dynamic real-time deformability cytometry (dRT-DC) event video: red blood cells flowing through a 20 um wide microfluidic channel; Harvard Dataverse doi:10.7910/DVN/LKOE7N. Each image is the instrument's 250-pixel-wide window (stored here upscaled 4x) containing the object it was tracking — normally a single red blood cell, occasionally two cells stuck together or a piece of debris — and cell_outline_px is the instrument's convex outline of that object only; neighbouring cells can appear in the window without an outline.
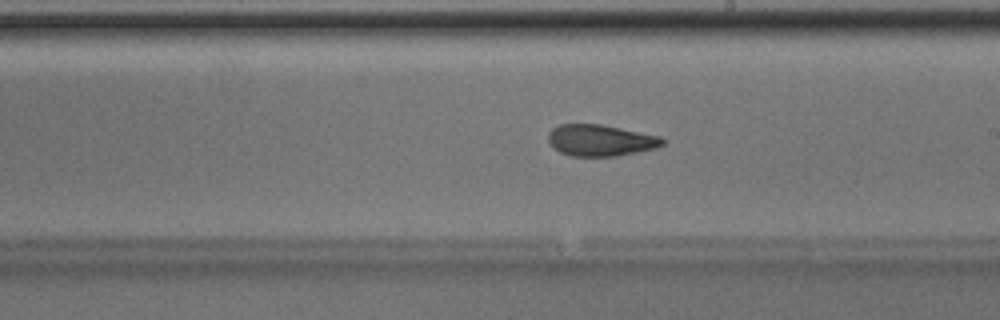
{"species": "Egyptian fruit bat (a non-hibernating species)", "species_latin": "Rousettus aegyptiacus", "temperature_condition": "room temperature", "stored_images_in_passage": 50, "camera_frame_rate_fps": 3000, "um_per_image_px": 0.085, "animal": {"sex": "male"}, "frame": {"image": 1, "passage_image": 29, "time_ms": 9.333, "image_size_px": [1000, 320], "cell_outline_px": [[664, 144], [656, 148], [616, 156], [572, 156], [560, 152], [552, 148], [548, 140], [548, 132], [552, 128], [560, 124], [600, 124], [660, 136], [664, 140]], "centroid_in_image_um": [51.0, 11.93], "position_along_channel_um": 238.0, "area_um2": 20.92}}
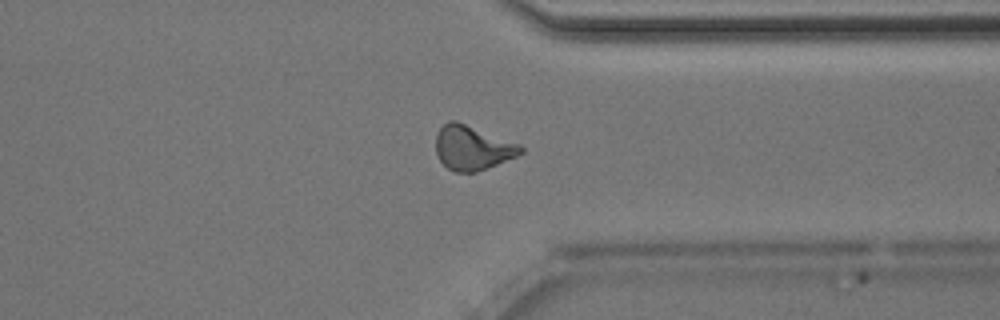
{"frame": {"image": 2, "passage_image": 39, "time_ms": 12.667, "image_size_px": [1000, 320], "cell_outline_px": [[524, 152], [516, 156], [476, 172], [456, 172], [448, 168], [440, 160], [436, 152], [436, 136], [440, 128], [448, 120], [456, 120], [520, 144], [524, 148]], "centroid_in_image_um": [40.15, 12.55], "position_along_channel_um": 371.2, "area_um2": 21.79}}
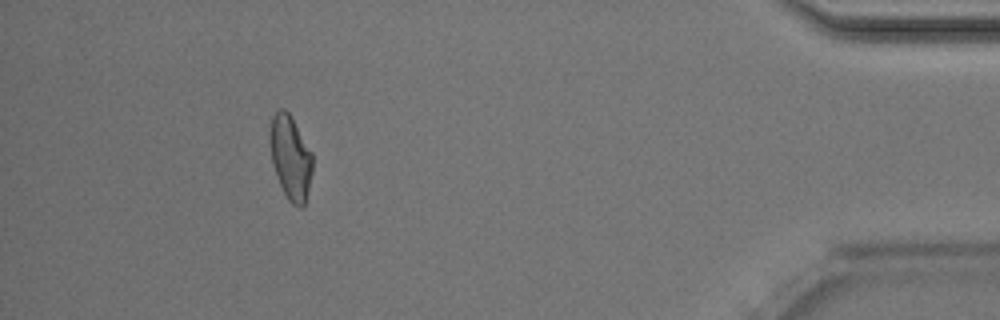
{"frame": {"image": 3, "passage_image": 46, "time_ms": 15.0, "image_size_px": [1000, 320], "cell_outline_px": [[312, 172], [304, 208], [296, 208], [288, 200], [276, 176], [272, 160], [268, 140], [272, 116], [280, 108], [284, 108], [288, 112], [312, 152]], "centroid_in_image_um": [24.68, 13.41], "position_along_channel_um": 410.5, "area_um2": 20.92}, "authors_computed_cell_mechanics": {"area_um2": 21.386, "velocity_mm_per_s": 4.0304, "shape_relaxation_time_tau1_ms": null, "shape_relaxation_time_tau2_ms": 2.7296, "deformation_change_tau1": null, "deformation_change_tau2": 0.1016}}